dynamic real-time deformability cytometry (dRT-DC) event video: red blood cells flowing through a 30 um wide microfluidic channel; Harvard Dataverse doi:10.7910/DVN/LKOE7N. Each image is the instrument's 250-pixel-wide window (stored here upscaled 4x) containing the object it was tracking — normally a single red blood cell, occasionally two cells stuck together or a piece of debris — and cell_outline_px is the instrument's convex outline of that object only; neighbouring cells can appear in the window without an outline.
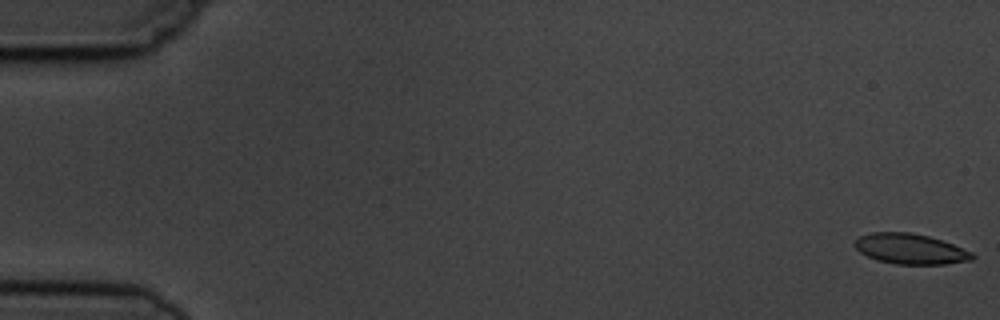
{"species": "common noctule bat (a hibernating species)", "species_latin": "Nyctalus noctula", "temperature_condition": "cold", "stored_images_in_passage": 5, "camera_frame_rate_fps": 3000, "um_per_image_px": 0.085, "animal": {"sex": "male", "body_mass_g": 19.5, "forearm_length_mm": 54.6}, "frame": {"image": 1, "passage_image": 1, "time_ms": 0.0, "image_size_px": [1000, 320], "cell_outline_px": [[976, 256], [972, 260], [944, 264], [896, 264], [876, 260], [860, 252], [856, 248], [856, 240], [860, 236], [872, 232], [912, 232], [928, 236], [952, 244], [972, 252]], "centroid_in_image_um": [77.39, 21.16], "position_along_channel_um": 7.6, "area_um2": 20.63}}
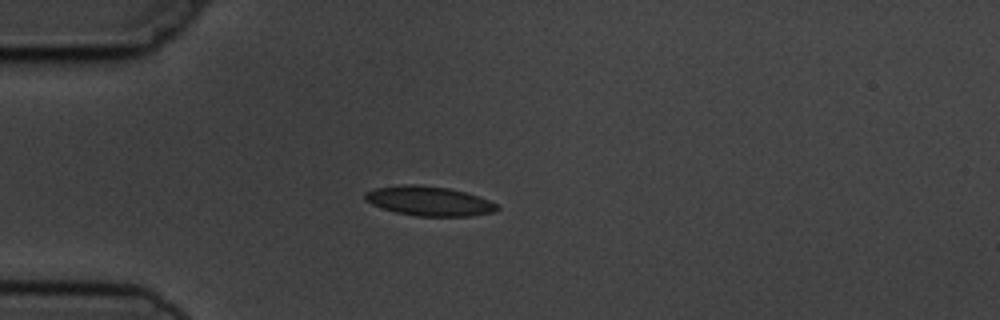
{"frame": {"image": 2, "passage_image": 5, "time_ms": 4.667, "image_size_px": [1000, 320], "cell_outline_px": [[500, 208], [496, 212], [472, 216], [416, 216], [396, 212], [372, 204], [364, 200], [364, 192], [376, 188], [404, 184], [412, 184], [448, 188], [464, 192], [488, 200], [496, 204]], "centroid_in_image_um": [36.46, 17.09], "position_along_channel_um": 48.5, "area_um2": 22.54}}